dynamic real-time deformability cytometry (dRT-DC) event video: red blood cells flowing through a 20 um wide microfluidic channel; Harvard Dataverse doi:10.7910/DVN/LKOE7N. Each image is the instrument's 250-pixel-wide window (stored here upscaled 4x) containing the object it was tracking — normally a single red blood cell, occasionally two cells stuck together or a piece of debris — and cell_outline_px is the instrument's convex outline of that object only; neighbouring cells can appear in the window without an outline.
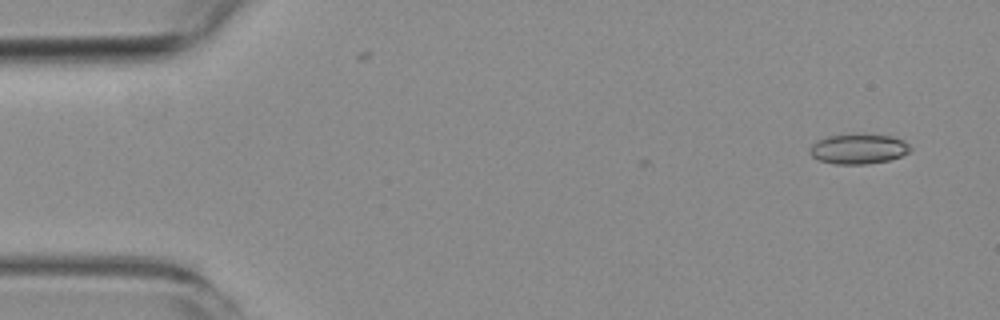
{"species": "common noctule bat (a hibernating species)", "species_latin": "Nyctalus noctula", "temperature_condition": "room temperature", "stored_images_in_passage": 4, "camera_frame_rate_fps": 3000, "um_per_image_px": 0.085, "animal": {"sex": "female", "body_mass_g": 19.3, "forearm_length_mm": 54.1}, "frame": {"image": 1, "passage_image": 2, "time_ms": 1.0, "image_size_px": [1000, 320], "cell_outline_px": [[912, 148], [908, 152], [900, 156], [888, 160], [868, 164], [836, 164], [820, 160], [812, 156], [808, 152], [808, 148], [812, 144], [828, 136], [892, 136], [904, 140]], "centroid_in_image_um": [72.96, 12.69], "position_along_channel_um": 12.0, "area_um2": 16.99}}